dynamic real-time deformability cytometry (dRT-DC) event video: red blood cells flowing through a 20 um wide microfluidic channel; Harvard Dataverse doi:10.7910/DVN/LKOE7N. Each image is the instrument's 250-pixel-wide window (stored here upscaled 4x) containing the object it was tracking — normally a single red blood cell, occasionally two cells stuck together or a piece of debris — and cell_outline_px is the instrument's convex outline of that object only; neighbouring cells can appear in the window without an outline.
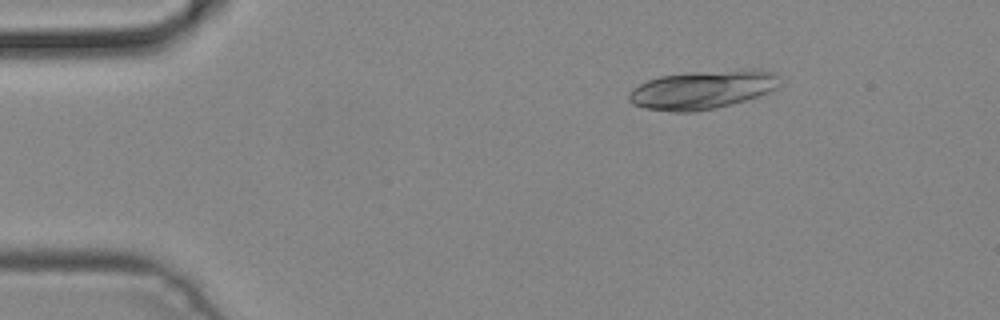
{"species": "common noctule bat (a hibernating species)", "species_latin": "Nyctalus noctula", "temperature_condition": "cold", "stored_images_in_passage": 2, "camera_frame_rate_fps": 3000, "um_per_image_px": 0.085, "animal": {"sex": "male", "body_mass_g": 19.2, "forearm_length_mm": 51.8}, "frame": {"image": 1, "passage_image": 1, "time_ms": 0.0, "image_size_px": [1000, 320], "cell_outline_px": [[776, 88], [768, 92], [732, 104], [692, 112], [672, 112], [644, 108], [632, 104], [628, 100], [628, 96], [632, 88], [648, 80], [660, 76], [688, 72], [744, 68], [760, 68], [776, 72]], "centroid_in_image_um": [59.68, 7.6], "position_along_channel_um": 25.3, "area_um2": 34.1}}